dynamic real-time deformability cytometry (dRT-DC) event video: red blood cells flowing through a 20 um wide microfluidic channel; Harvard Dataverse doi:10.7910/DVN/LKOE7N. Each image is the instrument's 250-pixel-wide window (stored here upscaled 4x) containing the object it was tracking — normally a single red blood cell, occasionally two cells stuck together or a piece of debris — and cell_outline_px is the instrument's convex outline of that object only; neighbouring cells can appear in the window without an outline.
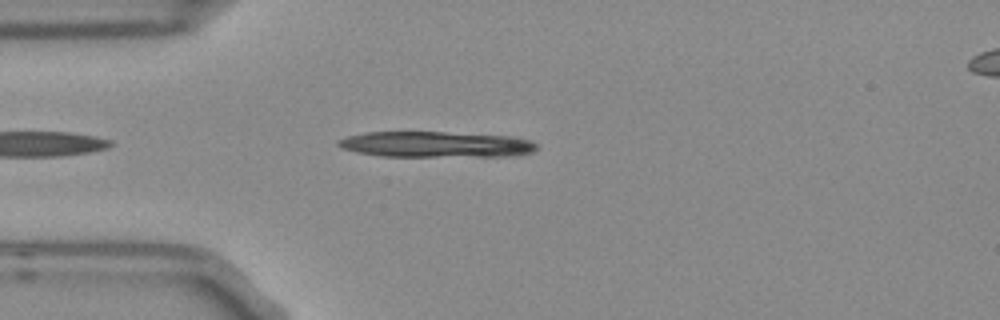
{"species": "Egyptian fruit bat (a non-hibernating species)", "species_latin": "Rousettus aegyptiacus", "temperature_condition": "room temperature", "stored_images_in_passage": 9, "segment_of_instrument_passage": [1, 2], "camera_frame_rate_fps": 3000, "um_per_image_px": 0.085, "frame": {"image": 1, "passage_image": 4, "time_ms": 1.0, "image_size_px": [1000, 320], "cell_outline_px": [[536, 148], [532, 152], [520, 156], [380, 156], [356, 152], [344, 148], [336, 144], [336, 140], [348, 136], [368, 132], [444, 132], [512, 136], [532, 140], [536, 144]], "centroid_in_image_um": [37.09, 12.27], "position_along_channel_um": 47.9, "area_um2": 29.94}}